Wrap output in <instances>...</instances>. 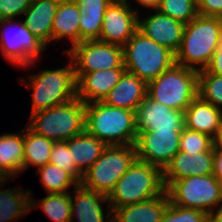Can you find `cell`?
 Instances as JSON below:
<instances>
[{"label": "cell", "mask_w": 222, "mask_h": 222, "mask_svg": "<svg viewBox=\"0 0 222 222\" xmlns=\"http://www.w3.org/2000/svg\"><path fill=\"white\" fill-rule=\"evenodd\" d=\"M65 66L53 69H42L38 73H28L27 78H17L32 90L30 115L45 109L70 102L77 98V78L71 58Z\"/></svg>", "instance_id": "obj_1"}, {"label": "cell", "mask_w": 222, "mask_h": 222, "mask_svg": "<svg viewBox=\"0 0 222 222\" xmlns=\"http://www.w3.org/2000/svg\"><path fill=\"white\" fill-rule=\"evenodd\" d=\"M221 34L219 17L198 15L185 24L175 63L196 71L204 70L218 49Z\"/></svg>", "instance_id": "obj_2"}, {"label": "cell", "mask_w": 222, "mask_h": 222, "mask_svg": "<svg viewBox=\"0 0 222 222\" xmlns=\"http://www.w3.org/2000/svg\"><path fill=\"white\" fill-rule=\"evenodd\" d=\"M85 131L106 146L134 144L138 133L136 111L102 101L85 104Z\"/></svg>", "instance_id": "obj_3"}, {"label": "cell", "mask_w": 222, "mask_h": 222, "mask_svg": "<svg viewBox=\"0 0 222 222\" xmlns=\"http://www.w3.org/2000/svg\"><path fill=\"white\" fill-rule=\"evenodd\" d=\"M164 191L162 169L136 159L107 197L113 211L122 206L149 200Z\"/></svg>", "instance_id": "obj_4"}, {"label": "cell", "mask_w": 222, "mask_h": 222, "mask_svg": "<svg viewBox=\"0 0 222 222\" xmlns=\"http://www.w3.org/2000/svg\"><path fill=\"white\" fill-rule=\"evenodd\" d=\"M27 127L48 139L66 141L85 131V103L75 98L68 103L31 114Z\"/></svg>", "instance_id": "obj_5"}, {"label": "cell", "mask_w": 222, "mask_h": 222, "mask_svg": "<svg viewBox=\"0 0 222 222\" xmlns=\"http://www.w3.org/2000/svg\"><path fill=\"white\" fill-rule=\"evenodd\" d=\"M125 70L146 83L175 63V54L137 30L123 46Z\"/></svg>", "instance_id": "obj_6"}, {"label": "cell", "mask_w": 222, "mask_h": 222, "mask_svg": "<svg viewBox=\"0 0 222 222\" xmlns=\"http://www.w3.org/2000/svg\"><path fill=\"white\" fill-rule=\"evenodd\" d=\"M147 96L184 112L198 96V71L174 63L147 83Z\"/></svg>", "instance_id": "obj_7"}, {"label": "cell", "mask_w": 222, "mask_h": 222, "mask_svg": "<svg viewBox=\"0 0 222 222\" xmlns=\"http://www.w3.org/2000/svg\"><path fill=\"white\" fill-rule=\"evenodd\" d=\"M136 159L134 144L106 146L101 156L83 174L81 184L108 196Z\"/></svg>", "instance_id": "obj_8"}, {"label": "cell", "mask_w": 222, "mask_h": 222, "mask_svg": "<svg viewBox=\"0 0 222 222\" xmlns=\"http://www.w3.org/2000/svg\"><path fill=\"white\" fill-rule=\"evenodd\" d=\"M46 49L48 48L31 33L23 20H0V52L12 66L21 69L36 67Z\"/></svg>", "instance_id": "obj_9"}, {"label": "cell", "mask_w": 222, "mask_h": 222, "mask_svg": "<svg viewBox=\"0 0 222 222\" xmlns=\"http://www.w3.org/2000/svg\"><path fill=\"white\" fill-rule=\"evenodd\" d=\"M165 190L170 203L206 214L222 203V184L212 174L175 180Z\"/></svg>", "instance_id": "obj_10"}, {"label": "cell", "mask_w": 222, "mask_h": 222, "mask_svg": "<svg viewBox=\"0 0 222 222\" xmlns=\"http://www.w3.org/2000/svg\"><path fill=\"white\" fill-rule=\"evenodd\" d=\"M74 65L75 73L125 68L123 47L99 40H85L63 51Z\"/></svg>", "instance_id": "obj_11"}, {"label": "cell", "mask_w": 222, "mask_h": 222, "mask_svg": "<svg viewBox=\"0 0 222 222\" xmlns=\"http://www.w3.org/2000/svg\"><path fill=\"white\" fill-rule=\"evenodd\" d=\"M181 132L139 131L134 143L137 159L163 170L180 151Z\"/></svg>", "instance_id": "obj_12"}, {"label": "cell", "mask_w": 222, "mask_h": 222, "mask_svg": "<svg viewBox=\"0 0 222 222\" xmlns=\"http://www.w3.org/2000/svg\"><path fill=\"white\" fill-rule=\"evenodd\" d=\"M138 16L124 0H113L104 13L98 40L123 47L138 30Z\"/></svg>", "instance_id": "obj_13"}, {"label": "cell", "mask_w": 222, "mask_h": 222, "mask_svg": "<svg viewBox=\"0 0 222 222\" xmlns=\"http://www.w3.org/2000/svg\"><path fill=\"white\" fill-rule=\"evenodd\" d=\"M150 14H146V13ZM145 11L138 16V30L174 54L178 51L185 24L156 10Z\"/></svg>", "instance_id": "obj_14"}, {"label": "cell", "mask_w": 222, "mask_h": 222, "mask_svg": "<svg viewBox=\"0 0 222 222\" xmlns=\"http://www.w3.org/2000/svg\"><path fill=\"white\" fill-rule=\"evenodd\" d=\"M136 128L139 131H182L184 112L167 107L148 96L136 110Z\"/></svg>", "instance_id": "obj_15"}, {"label": "cell", "mask_w": 222, "mask_h": 222, "mask_svg": "<svg viewBox=\"0 0 222 222\" xmlns=\"http://www.w3.org/2000/svg\"><path fill=\"white\" fill-rule=\"evenodd\" d=\"M106 207L107 209H104ZM112 213L106 195L88 189L81 183L75 186L74 190L71 189L70 222H112Z\"/></svg>", "instance_id": "obj_16"}, {"label": "cell", "mask_w": 222, "mask_h": 222, "mask_svg": "<svg viewBox=\"0 0 222 222\" xmlns=\"http://www.w3.org/2000/svg\"><path fill=\"white\" fill-rule=\"evenodd\" d=\"M213 162L214 151L197 154L179 151L162 170L165 189L175 180L213 174Z\"/></svg>", "instance_id": "obj_17"}, {"label": "cell", "mask_w": 222, "mask_h": 222, "mask_svg": "<svg viewBox=\"0 0 222 222\" xmlns=\"http://www.w3.org/2000/svg\"><path fill=\"white\" fill-rule=\"evenodd\" d=\"M125 68L75 73L77 78V98L85 104L103 101L118 83Z\"/></svg>", "instance_id": "obj_18"}, {"label": "cell", "mask_w": 222, "mask_h": 222, "mask_svg": "<svg viewBox=\"0 0 222 222\" xmlns=\"http://www.w3.org/2000/svg\"><path fill=\"white\" fill-rule=\"evenodd\" d=\"M147 96V83L138 76L124 71L118 83L102 102L126 110L136 111Z\"/></svg>", "instance_id": "obj_19"}, {"label": "cell", "mask_w": 222, "mask_h": 222, "mask_svg": "<svg viewBox=\"0 0 222 222\" xmlns=\"http://www.w3.org/2000/svg\"><path fill=\"white\" fill-rule=\"evenodd\" d=\"M184 127L216 140L222 127V111L197 96L184 111Z\"/></svg>", "instance_id": "obj_20"}, {"label": "cell", "mask_w": 222, "mask_h": 222, "mask_svg": "<svg viewBox=\"0 0 222 222\" xmlns=\"http://www.w3.org/2000/svg\"><path fill=\"white\" fill-rule=\"evenodd\" d=\"M59 2L56 0H33L23 14L25 26L46 47L52 44V25Z\"/></svg>", "instance_id": "obj_21"}, {"label": "cell", "mask_w": 222, "mask_h": 222, "mask_svg": "<svg viewBox=\"0 0 222 222\" xmlns=\"http://www.w3.org/2000/svg\"><path fill=\"white\" fill-rule=\"evenodd\" d=\"M168 204L165 190L149 200L114 209L112 222H161Z\"/></svg>", "instance_id": "obj_22"}, {"label": "cell", "mask_w": 222, "mask_h": 222, "mask_svg": "<svg viewBox=\"0 0 222 222\" xmlns=\"http://www.w3.org/2000/svg\"><path fill=\"white\" fill-rule=\"evenodd\" d=\"M18 132L0 134V173L6 179L23 173L24 128Z\"/></svg>", "instance_id": "obj_23"}, {"label": "cell", "mask_w": 222, "mask_h": 222, "mask_svg": "<svg viewBox=\"0 0 222 222\" xmlns=\"http://www.w3.org/2000/svg\"><path fill=\"white\" fill-rule=\"evenodd\" d=\"M81 12L74 0L59 2L52 25V43L55 41L69 40L70 49L80 43V22Z\"/></svg>", "instance_id": "obj_24"}, {"label": "cell", "mask_w": 222, "mask_h": 222, "mask_svg": "<svg viewBox=\"0 0 222 222\" xmlns=\"http://www.w3.org/2000/svg\"><path fill=\"white\" fill-rule=\"evenodd\" d=\"M12 180L6 179L0 184V222L19 221L31 212L29 189L15 186L2 190Z\"/></svg>", "instance_id": "obj_25"}, {"label": "cell", "mask_w": 222, "mask_h": 222, "mask_svg": "<svg viewBox=\"0 0 222 222\" xmlns=\"http://www.w3.org/2000/svg\"><path fill=\"white\" fill-rule=\"evenodd\" d=\"M76 168L84 174L101 156L106 145L86 131L66 140Z\"/></svg>", "instance_id": "obj_26"}, {"label": "cell", "mask_w": 222, "mask_h": 222, "mask_svg": "<svg viewBox=\"0 0 222 222\" xmlns=\"http://www.w3.org/2000/svg\"><path fill=\"white\" fill-rule=\"evenodd\" d=\"M54 141L24 128L23 172L30 167L40 168L50 161Z\"/></svg>", "instance_id": "obj_27"}, {"label": "cell", "mask_w": 222, "mask_h": 222, "mask_svg": "<svg viewBox=\"0 0 222 222\" xmlns=\"http://www.w3.org/2000/svg\"><path fill=\"white\" fill-rule=\"evenodd\" d=\"M30 191V211L41 208L42 212L53 222L71 221V192L47 193L37 202Z\"/></svg>", "instance_id": "obj_28"}, {"label": "cell", "mask_w": 222, "mask_h": 222, "mask_svg": "<svg viewBox=\"0 0 222 222\" xmlns=\"http://www.w3.org/2000/svg\"><path fill=\"white\" fill-rule=\"evenodd\" d=\"M46 193H70L79 183L59 166L47 163L35 170Z\"/></svg>", "instance_id": "obj_29"}, {"label": "cell", "mask_w": 222, "mask_h": 222, "mask_svg": "<svg viewBox=\"0 0 222 222\" xmlns=\"http://www.w3.org/2000/svg\"><path fill=\"white\" fill-rule=\"evenodd\" d=\"M198 96L222 111V76L198 71Z\"/></svg>", "instance_id": "obj_30"}, {"label": "cell", "mask_w": 222, "mask_h": 222, "mask_svg": "<svg viewBox=\"0 0 222 222\" xmlns=\"http://www.w3.org/2000/svg\"><path fill=\"white\" fill-rule=\"evenodd\" d=\"M157 10L183 24L199 15L197 0H162Z\"/></svg>", "instance_id": "obj_31"}, {"label": "cell", "mask_w": 222, "mask_h": 222, "mask_svg": "<svg viewBox=\"0 0 222 222\" xmlns=\"http://www.w3.org/2000/svg\"><path fill=\"white\" fill-rule=\"evenodd\" d=\"M215 139L208 134L190 130L186 127L180 136V151L188 154L214 151Z\"/></svg>", "instance_id": "obj_32"}, {"label": "cell", "mask_w": 222, "mask_h": 222, "mask_svg": "<svg viewBox=\"0 0 222 222\" xmlns=\"http://www.w3.org/2000/svg\"><path fill=\"white\" fill-rule=\"evenodd\" d=\"M49 163L59 166L61 169L67 171L78 183H81L83 174L74 165L66 141L54 142Z\"/></svg>", "instance_id": "obj_33"}, {"label": "cell", "mask_w": 222, "mask_h": 222, "mask_svg": "<svg viewBox=\"0 0 222 222\" xmlns=\"http://www.w3.org/2000/svg\"><path fill=\"white\" fill-rule=\"evenodd\" d=\"M204 211L191 208H183L169 202L161 222H207Z\"/></svg>", "instance_id": "obj_34"}, {"label": "cell", "mask_w": 222, "mask_h": 222, "mask_svg": "<svg viewBox=\"0 0 222 222\" xmlns=\"http://www.w3.org/2000/svg\"><path fill=\"white\" fill-rule=\"evenodd\" d=\"M104 16H93L81 13L79 29L80 42L85 40H98Z\"/></svg>", "instance_id": "obj_35"}, {"label": "cell", "mask_w": 222, "mask_h": 222, "mask_svg": "<svg viewBox=\"0 0 222 222\" xmlns=\"http://www.w3.org/2000/svg\"><path fill=\"white\" fill-rule=\"evenodd\" d=\"M33 0H0V20L16 19L23 16Z\"/></svg>", "instance_id": "obj_36"}, {"label": "cell", "mask_w": 222, "mask_h": 222, "mask_svg": "<svg viewBox=\"0 0 222 222\" xmlns=\"http://www.w3.org/2000/svg\"><path fill=\"white\" fill-rule=\"evenodd\" d=\"M81 13L93 16H104L107 7L113 0H74Z\"/></svg>", "instance_id": "obj_37"}, {"label": "cell", "mask_w": 222, "mask_h": 222, "mask_svg": "<svg viewBox=\"0 0 222 222\" xmlns=\"http://www.w3.org/2000/svg\"><path fill=\"white\" fill-rule=\"evenodd\" d=\"M198 14L219 17L222 20V0H197Z\"/></svg>", "instance_id": "obj_38"}, {"label": "cell", "mask_w": 222, "mask_h": 222, "mask_svg": "<svg viewBox=\"0 0 222 222\" xmlns=\"http://www.w3.org/2000/svg\"><path fill=\"white\" fill-rule=\"evenodd\" d=\"M205 70L208 73L222 76V34L220 36L218 49L214 52Z\"/></svg>", "instance_id": "obj_39"}, {"label": "cell", "mask_w": 222, "mask_h": 222, "mask_svg": "<svg viewBox=\"0 0 222 222\" xmlns=\"http://www.w3.org/2000/svg\"><path fill=\"white\" fill-rule=\"evenodd\" d=\"M131 8H133L136 12H138V14H141V11L139 9H142L144 11V9L146 11L148 10H156L158 9V7L160 6V3L162 0H124ZM132 1V2H131ZM134 1V3H133ZM132 4L136 5L137 4V8H134V5L132 6ZM141 6V8H140Z\"/></svg>", "instance_id": "obj_40"}, {"label": "cell", "mask_w": 222, "mask_h": 222, "mask_svg": "<svg viewBox=\"0 0 222 222\" xmlns=\"http://www.w3.org/2000/svg\"><path fill=\"white\" fill-rule=\"evenodd\" d=\"M212 175L222 184V150L216 144L214 145V162Z\"/></svg>", "instance_id": "obj_41"}, {"label": "cell", "mask_w": 222, "mask_h": 222, "mask_svg": "<svg viewBox=\"0 0 222 222\" xmlns=\"http://www.w3.org/2000/svg\"><path fill=\"white\" fill-rule=\"evenodd\" d=\"M207 222H222V203L207 215Z\"/></svg>", "instance_id": "obj_42"}, {"label": "cell", "mask_w": 222, "mask_h": 222, "mask_svg": "<svg viewBox=\"0 0 222 222\" xmlns=\"http://www.w3.org/2000/svg\"><path fill=\"white\" fill-rule=\"evenodd\" d=\"M215 144L222 150V127L218 138L215 140Z\"/></svg>", "instance_id": "obj_43"}, {"label": "cell", "mask_w": 222, "mask_h": 222, "mask_svg": "<svg viewBox=\"0 0 222 222\" xmlns=\"http://www.w3.org/2000/svg\"><path fill=\"white\" fill-rule=\"evenodd\" d=\"M0 180H6V178L0 173Z\"/></svg>", "instance_id": "obj_44"}]
</instances>
